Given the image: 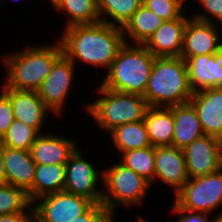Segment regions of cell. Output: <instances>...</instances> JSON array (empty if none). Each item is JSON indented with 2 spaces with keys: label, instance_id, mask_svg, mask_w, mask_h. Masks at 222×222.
I'll return each instance as SVG.
<instances>
[{
  "label": "cell",
  "instance_id": "obj_1",
  "mask_svg": "<svg viewBox=\"0 0 222 222\" xmlns=\"http://www.w3.org/2000/svg\"><path fill=\"white\" fill-rule=\"evenodd\" d=\"M58 41L75 65L79 60L107 71L125 44L123 29L103 22L66 27Z\"/></svg>",
  "mask_w": 222,
  "mask_h": 222
},
{
  "label": "cell",
  "instance_id": "obj_2",
  "mask_svg": "<svg viewBox=\"0 0 222 222\" xmlns=\"http://www.w3.org/2000/svg\"><path fill=\"white\" fill-rule=\"evenodd\" d=\"M55 44L26 46L13 54L3 55L6 73L2 88L37 92L55 61L63 54L58 39Z\"/></svg>",
  "mask_w": 222,
  "mask_h": 222
},
{
  "label": "cell",
  "instance_id": "obj_3",
  "mask_svg": "<svg viewBox=\"0 0 222 222\" xmlns=\"http://www.w3.org/2000/svg\"><path fill=\"white\" fill-rule=\"evenodd\" d=\"M190 88L187 64L178 57H155L143 97L149 107L176 106L189 102Z\"/></svg>",
  "mask_w": 222,
  "mask_h": 222
},
{
  "label": "cell",
  "instance_id": "obj_4",
  "mask_svg": "<svg viewBox=\"0 0 222 222\" xmlns=\"http://www.w3.org/2000/svg\"><path fill=\"white\" fill-rule=\"evenodd\" d=\"M154 60L155 56L144 45L125 43L100 85L116 92L143 96Z\"/></svg>",
  "mask_w": 222,
  "mask_h": 222
},
{
  "label": "cell",
  "instance_id": "obj_5",
  "mask_svg": "<svg viewBox=\"0 0 222 222\" xmlns=\"http://www.w3.org/2000/svg\"><path fill=\"white\" fill-rule=\"evenodd\" d=\"M96 90L99 97L84 107L101 130L109 133L117 126L144 120L149 105L143 96L116 92L100 84Z\"/></svg>",
  "mask_w": 222,
  "mask_h": 222
},
{
  "label": "cell",
  "instance_id": "obj_6",
  "mask_svg": "<svg viewBox=\"0 0 222 222\" xmlns=\"http://www.w3.org/2000/svg\"><path fill=\"white\" fill-rule=\"evenodd\" d=\"M103 170L104 189L102 204L114 216L115 211L122 205H141L145 194L149 191L151 183L121 162L112 164Z\"/></svg>",
  "mask_w": 222,
  "mask_h": 222
},
{
  "label": "cell",
  "instance_id": "obj_7",
  "mask_svg": "<svg viewBox=\"0 0 222 222\" xmlns=\"http://www.w3.org/2000/svg\"><path fill=\"white\" fill-rule=\"evenodd\" d=\"M173 201L179 208L209 214L222 205V168L205 176L189 178L175 194Z\"/></svg>",
  "mask_w": 222,
  "mask_h": 222
},
{
  "label": "cell",
  "instance_id": "obj_8",
  "mask_svg": "<svg viewBox=\"0 0 222 222\" xmlns=\"http://www.w3.org/2000/svg\"><path fill=\"white\" fill-rule=\"evenodd\" d=\"M93 204V201L84 196L59 191L39 197L33 202V209L40 222H71Z\"/></svg>",
  "mask_w": 222,
  "mask_h": 222
},
{
  "label": "cell",
  "instance_id": "obj_9",
  "mask_svg": "<svg viewBox=\"0 0 222 222\" xmlns=\"http://www.w3.org/2000/svg\"><path fill=\"white\" fill-rule=\"evenodd\" d=\"M64 191L84 196L95 204L102 203L103 189L97 187L103 181V170H98L91 162L84 159L80 149H76L66 165ZM100 179V180H99Z\"/></svg>",
  "mask_w": 222,
  "mask_h": 222
},
{
  "label": "cell",
  "instance_id": "obj_10",
  "mask_svg": "<svg viewBox=\"0 0 222 222\" xmlns=\"http://www.w3.org/2000/svg\"><path fill=\"white\" fill-rule=\"evenodd\" d=\"M75 64L62 54L54 63L50 73L42 82L38 92L45 106L57 117L62 115L67 96L71 92L76 71Z\"/></svg>",
  "mask_w": 222,
  "mask_h": 222
},
{
  "label": "cell",
  "instance_id": "obj_11",
  "mask_svg": "<svg viewBox=\"0 0 222 222\" xmlns=\"http://www.w3.org/2000/svg\"><path fill=\"white\" fill-rule=\"evenodd\" d=\"M189 178L205 176L222 168V140L204 135L184 149Z\"/></svg>",
  "mask_w": 222,
  "mask_h": 222
},
{
  "label": "cell",
  "instance_id": "obj_12",
  "mask_svg": "<svg viewBox=\"0 0 222 222\" xmlns=\"http://www.w3.org/2000/svg\"><path fill=\"white\" fill-rule=\"evenodd\" d=\"M219 28L215 23L203 22L193 18L187 20L184 31L183 48L180 57L214 54L222 48Z\"/></svg>",
  "mask_w": 222,
  "mask_h": 222
},
{
  "label": "cell",
  "instance_id": "obj_13",
  "mask_svg": "<svg viewBox=\"0 0 222 222\" xmlns=\"http://www.w3.org/2000/svg\"><path fill=\"white\" fill-rule=\"evenodd\" d=\"M162 181L173 187L176 194L188 181V172L183 149L174 146L155 147L154 181Z\"/></svg>",
  "mask_w": 222,
  "mask_h": 222
},
{
  "label": "cell",
  "instance_id": "obj_14",
  "mask_svg": "<svg viewBox=\"0 0 222 222\" xmlns=\"http://www.w3.org/2000/svg\"><path fill=\"white\" fill-rule=\"evenodd\" d=\"M189 102L197 112L204 134L222 140V87L194 92Z\"/></svg>",
  "mask_w": 222,
  "mask_h": 222
},
{
  "label": "cell",
  "instance_id": "obj_15",
  "mask_svg": "<svg viewBox=\"0 0 222 222\" xmlns=\"http://www.w3.org/2000/svg\"><path fill=\"white\" fill-rule=\"evenodd\" d=\"M5 183L24 189L33 203V181L36 163L30 151L3 146Z\"/></svg>",
  "mask_w": 222,
  "mask_h": 222
},
{
  "label": "cell",
  "instance_id": "obj_16",
  "mask_svg": "<svg viewBox=\"0 0 222 222\" xmlns=\"http://www.w3.org/2000/svg\"><path fill=\"white\" fill-rule=\"evenodd\" d=\"M183 15L179 19L164 21L162 25L148 39L144 46L155 57H178L183 48L184 31L187 20Z\"/></svg>",
  "mask_w": 222,
  "mask_h": 222
},
{
  "label": "cell",
  "instance_id": "obj_17",
  "mask_svg": "<svg viewBox=\"0 0 222 222\" xmlns=\"http://www.w3.org/2000/svg\"><path fill=\"white\" fill-rule=\"evenodd\" d=\"M186 64L193 92L222 87V48L214 54L189 57Z\"/></svg>",
  "mask_w": 222,
  "mask_h": 222
},
{
  "label": "cell",
  "instance_id": "obj_18",
  "mask_svg": "<svg viewBox=\"0 0 222 222\" xmlns=\"http://www.w3.org/2000/svg\"><path fill=\"white\" fill-rule=\"evenodd\" d=\"M2 90L9 96L15 120L33 127L39 134L43 133L42 125L50 110L40 99L38 92L12 88H2Z\"/></svg>",
  "mask_w": 222,
  "mask_h": 222
},
{
  "label": "cell",
  "instance_id": "obj_19",
  "mask_svg": "<svg viewBox=\"0 0 222 222\" xmlns=\"http://www.w3.org/2000/svg\"><path fill=\"white\" fill-rule=\"evenodd\" d=\"M75 141L50 132L41 133L33 143L30 153L36 164H66L78 147Z\"/></svg>",
  "mask_w": 222,
  "mask_h": 222
},
{
  "label": "cell",
  "instance_id": "obj_20",
  "mask_svg": "<svg viewBox=\"0 0 222 222\" xmlns=\"http://www.w3.org/2000/svg\"><path fill=\"white\" fill-rule=\"evenodd\" d=\"M174 116L172 146L184 149L194 140L203 137L204 131L194 106L190 103L170 107Z\"/></svg>",
  "mask_w": 222,
  "mask_h": 222
},
{
  "label": "cell",
  "instance_id": "obj_21",
  "mask_svg": "<svg viewBox=\"0 0 222 222\" xmlns=\"http://www.w3.org/2000/svg\"><path fill=\"white\" fill-rule=\"evenodd\" d=\"M144 122L153 147L172 146L174 116L171 108L149 107Z\"/></svg>",
  "mask_w": 222,
  "mask_h": 222
},
{
  "label": "cell",
  "instance_id": "obj_22",
  "mask_svg": "<svg viewBox=\"0 0 222 222\" xmlns=\"http://www.w3.org/2000/svg\"><path fill=\"white\" fill-rule=\"evenodd\" d=\"M163 22L162 18L142 4L122 28L125 43L144 45Z\"/></svg>",
  "mask_w": 222,
  "mask_h": 222
},
{
  "label": "cell",
  "instance_id": "obj_23",
  "mask_svg": "<svg viewBox=\"0 0 222 222\" xmlns=\"http://www.w3.org/2000/svg\"><path fill=\"white\" fill-rule=\"evenodd\" d=\"M109 134L114 148L121 154L129 150L152 146L144 120L117 126Z\"/></svg>",
  "mask_w": 222,
  "mask_h": 222
},
{
  "label": "cell",
  "instance_id": "obj_24",
  "mask_svg": "<svg viewBox=\"0 0 222 222\" xmlns=\"http://www.w3.org/2000/svg\"><path fill=\"white\" fill-rule=\"evenodd\" d=\"M66 164H36L33 181V202L39 197L64 191Z\"/></svg>",
  "mask_w": 222,
  "mask_h": 222
},
{
  "label": "cell",
  "instance_id": "obj_25",
  "mask_svg": "<svg viewBox=\"0 0 222 222\" xmlns=\"http://www.w3.org/2000/svg\"><path fill=\"white\" fill-rule=\"evenodd\" d=\"M54 10L67 15L65 27L101 22L97 0H59Z\"/></svg>",
  "mask_w": 222,
  "mask_h": 222
},
{
  "label": "cell",
  "instance_id": "obj_26",
  "mask_svg": "<svg viewBox=\"0 0 222 222\" xmlns=\"http://www.w3.org/2000/svg\"><path fill=\"white\" fill-rule=\"evenodd\" d=\"M142 4L143 0H97L101 22L121 28Z\"/></svg>",
  "mask_w": 222,
  "mask_h": 222
},
{
  "label": "cell",
  "instance_id": "obj_27",
  "mask_svg": "<svg viewBox=\"0 0 222 222\" xmlns=\"http://www.w3.org/2000/svg\"><path fill=\"white\" fill-rule=\"evenodd\" d=\"M120 162L140 176L147 179L151 185L155 174V147L129 150L121 154Z\"/></svg>",
  "mask_w": 222,
  "mask_h": 222
},
{
  "label": "cell",
  "instance_id": "obj_28",
  "mask_svg": "<svg viewBox=\"0 0 222 222\" xmlns=\"http://www.w3.org/2000/svg\"><path fill=\"white\" fill-rule=\"evenodd\" d=\"M12 213H34L33 203L24 189L0 184V215Z\"/></svg>",
  "mask_w": 222,
  "mask_h": 222
},
{
  "label": "cell",
  "instance_id": "obj_29",
  "mask_svg": "<svg viewBox=\"0 0 222 222\" xmlns=\"http://www.w3.org/2000/svg\"><path fill=\"white\" fill-rule=\"evenodd\" d=\"M39 133L20 120H14L0 140L3 146L30 151Z\"/></svg>",
  "mask_w": 222,
  "mask_h": 222
},
{
  "label": "cell",
  "instance_id": "obj_30",
  "mask_svg": "<svg viewBox=\"0 0 222 222\" xmlns=\"http://www.w3.org/2000/svg\"><path fill=\"white\" fill-rule=\"evenodd\" d=\"M185 0H143L149 10L164 21L181 18L185 14Z\"/></svg>",
  "mask_w": 222,
  "mask_h": 222
},
{
  "label": "cell",
  "instance_id": "obj_31",
  "mask_svg": "<svg viewBox=\"0 0 222 222\" xmlns=\"http://www.w3.org/2000/svg\"><path fill=\"white\" fill-rule=\"evenodd\" d=\"M197 3L204 12L196 13L190 16L193 19L203 22L222 24V0H197ZM216 19V20H213Z\"/></svg>",
  "mask_w": 222,
  "mask_h": 222
},
{
  "label": "cell",
  "instance_id": "obj_32",
  "mask_svg": "<svg viewBox=\"0 0 222 222\" xmlns=\"http://www.w3.org/2000/svg\"><path fill=\"white\" fill-rule=\"evenodd\" d=\"M114 217L102 203H94L85 213L71 222H114Z\"/></svg>",
  "mask_w": 222,
  "mask_h": 222
},
{
  "label": "cell",
  "instance_id": "obj_33",
  "mask_svg": "<svg viewBox=\"0 0 222 222\" xmlns=\"http://www.w3.org/2000/svg\"><path fill=\"white\" fill-rule=\"evenodd\" d=\"M14 120L13 107L9 96L2 90L0 92V140Z\"/></svg>",
  "mask_w": 222,
  "mask_h": 222
},
{
  "label": "cell",
  "instance_id": "obj_34",
  "mask_svg": "<svg viewBox=\"0 0 222 222\" xmlns=\"http://www.w3.org/2000/svg\"><path fill=\"white\" fill-rule=\"evenodd\" d=\"M171 209L179 218L175 222H216V215L212 219L209 217L211 213L189 212L179 208L175 203L171 205Z\"/></svg>",
  "mask_w": 222,
  "mask_h": 222
},
{
  "label": "cell",
  "instance_id": "obj_35",
  "mask_svg": "<svg viewBox=\"0 0 222 222\" xmlns=\"http://www.w3.org/2000/svg\"><path fill=\"white\" fill-rule=\"evenodd\" d=\"M0 222H40L34 213H12L0 215Z\"/></svg>",
  "mask_w": 222,
  "mask_h": 222
},
{
  "label": "cell",
  "instance_id": "obj_36",
  "mask_svg": "<svg viewBox=\"0 0 222 222\" xmlns=\"http://www.w3.org/2000/svg\"><path fill=\"white\" fill-rule=\"evenodd\" d=\"M0 184H5V167L3 157V145L0 143Z\"/></svg>",
  "mask_w": 222,
  "mask_h": 222
},
{
  "label": "cell",
  "instance_id": "obj_37",
  "mask_svg": "<svg viewBox=\"0 0 222 222\" xmlns=\"http://www.w3.org/2000/svg\"><path fill=\"white\" fill-rule=\"evenodd\" d=\"M216 222H222V211H219V213L217 214Z\"/></svg>",
  "mask_w": 222,
  "mask_h": 222
},
{
  "label": "cell",
  "instance_id": "obj_38",
  "mask_svg": "<svg viewBox=\"0 0 222 222\" xmlns=\"http://www.w3.org/2000/svg\"><path fill=\"white\" fill-rule=\"evenodd\" d=\"M137 222H148V220H146L145 218H143V217H137V220H136Z\"/></svg>",
  "mask_w": 222,
  "mask_h": 222
},
{
  "label": "cell",
  "instance_id": "obj_39",
  "mask_svg": "<svg viewBox=\"0 0 222 222\" xmlns=\"http://www.w3.org/2000/svg\"><path fill=\"white\" fill-rule=\"evenodd\" d=\"M49 1L50 3H52V7H54L58 3L59 0H49Z\"/></svg>",
  "mask_w": 222,
  "mask_h": 222
}]
</instances>
